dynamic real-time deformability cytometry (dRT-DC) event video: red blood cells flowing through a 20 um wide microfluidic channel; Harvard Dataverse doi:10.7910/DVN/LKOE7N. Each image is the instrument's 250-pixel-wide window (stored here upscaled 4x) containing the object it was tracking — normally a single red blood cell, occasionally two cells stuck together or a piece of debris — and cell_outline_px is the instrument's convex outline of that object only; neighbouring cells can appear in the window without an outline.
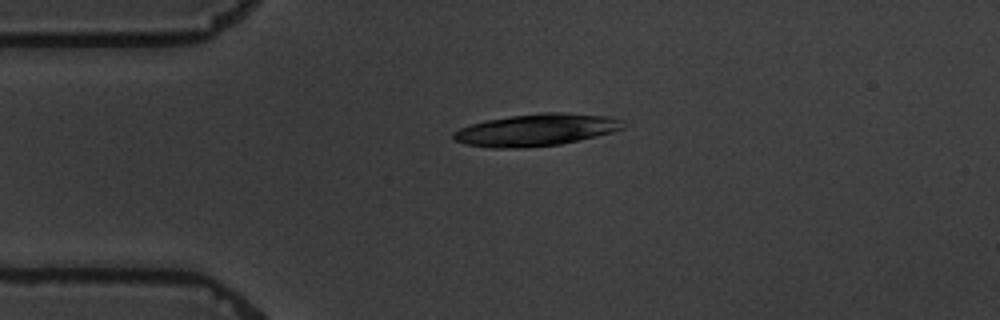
{"species": "common noctule bat (a hibernating species)", "species_latin": "Nyctalus noctula", "temperature_condition": "warm", "stored_images_in_passage": 3, "camera_frame_rate_fps": 3000, "um_per_image_px": 0.085, "animal": {"sex": "male", "body_mass_g": 19.5, "forearm_length_mm": 54.6}, "frame": {"image": 1, "passage_image": 1, "time_ms": 0.0, "image_size_px": [1000, 320], "cell_outline_px": [[624, 128], [612, 132], [596, 136], [560, 144], [524, 148], [488, 148], [464, 144], [452, 140], [452, 132], [460, 128], [484, 120], [540, 112], [564, 112], [608, 116], [620, 120]], "centroid_in_image_um": [45.51, 11.05], "position_along_channel_um": 39.5, "area_um2": 31.85}}